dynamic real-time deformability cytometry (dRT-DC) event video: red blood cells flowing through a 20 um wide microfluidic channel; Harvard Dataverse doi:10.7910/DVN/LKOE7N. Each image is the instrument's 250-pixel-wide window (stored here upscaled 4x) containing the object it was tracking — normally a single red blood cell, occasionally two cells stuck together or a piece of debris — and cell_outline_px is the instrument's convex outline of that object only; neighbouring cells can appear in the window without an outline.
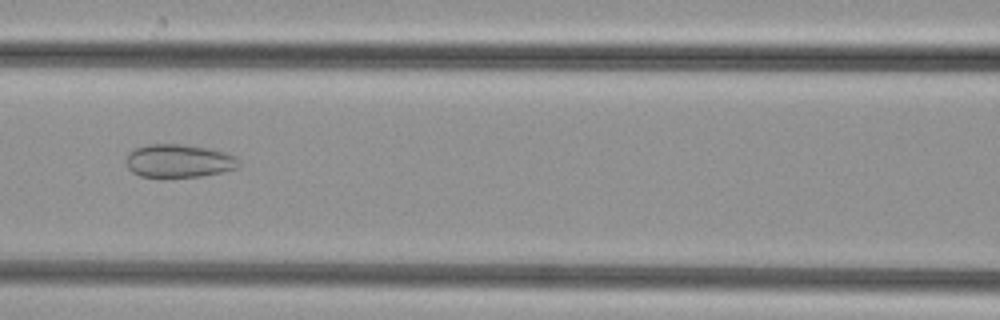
{"species": "common noctule bat (a hibernating species)", "species_latin": "Nyctalus noctula", "temperature_condition": "cold", "stored_images_in_passage": 34, "camera_frame_rate_fps": 3000, "um_per_image_px": 0.085, "animal": {"sex": "female", "body_mass_g": 29.2, "forearm_length_mm": 56.3}, "frame": {"image": 1, "passage_image": 9, "time_ms": 2.667, "image_size_px": [1000, 320], "cell_outline_px": [[240, 164], [236, 168], [224, 172], [200, 176], [164, 180], [160, 180], [140, 176], [132, 172], [128, 168], [128, 152], [136, 148], [148, 144], [184, 144], [208, 148], [224, 152], [236, 156], [240, 160]], "centroid_in_image_um": [15.2, 13.72], "position_along_channel_um": 151.4, "area_um2": 22.54}}
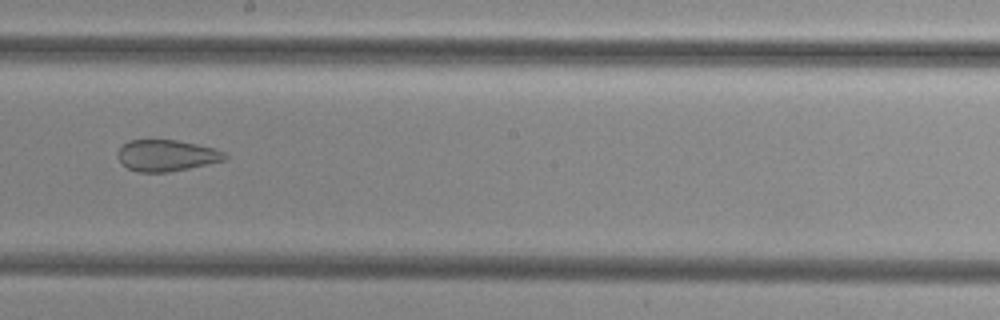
{"frame": {"image": 2, "passage_image": 15, "time_ms": 4.667, "image_size_px": [1000, 320], "cell_outline_px": [[228, 160], [168, 172], [136, 172], [120, 164], [116, 156], [116, 152], [128, 140], [176, 140], [196, 144], [212, 148], [224, 152], [228, 156]], "centroid_in_image_um": [14.12, 13.22], "position_along_channel_um": 234.1, "area_um2": 19.71}}
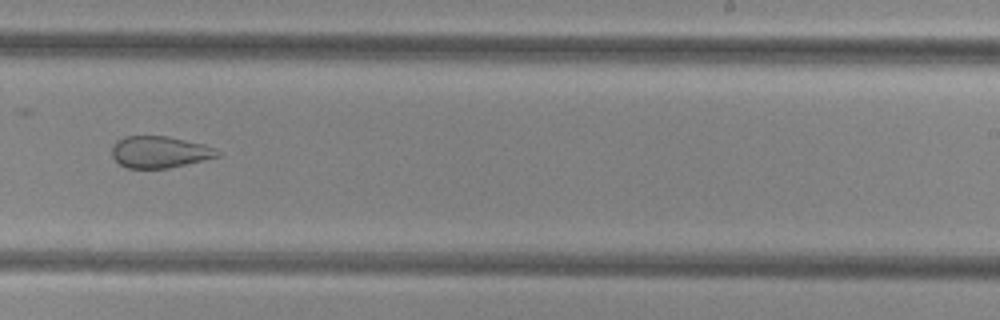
{"frame": {"image": 3, "passage_image": 18, "time_ms": 5.667, "image_size_px": [1000, 320], "cell_outline_px": [[220, 156], [168, 168], [128, 168], [120, 164], [112, 156], [112, 148], [116, 140], [124, 136], [168, 136], [204, 144], [220, 152]], "centroid_in_image_um": [13.54, 12.91], "position_along_channel_um": 275.5, "area_um2": 19.36}}